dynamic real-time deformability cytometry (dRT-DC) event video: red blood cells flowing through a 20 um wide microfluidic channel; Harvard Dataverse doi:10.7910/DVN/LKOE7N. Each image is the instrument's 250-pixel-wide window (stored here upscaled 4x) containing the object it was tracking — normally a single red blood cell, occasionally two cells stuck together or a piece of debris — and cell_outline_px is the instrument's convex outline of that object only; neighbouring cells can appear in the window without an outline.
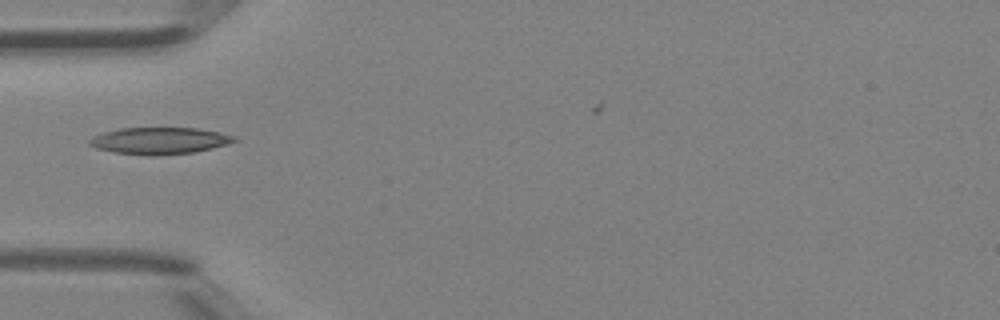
{"species": "Egyptian fruit bat (a non-hibernating species)", "species_latin": "Rousettus aegyptiacus", "temperature_condition": "room temperature", "stored_images_in_passage": 6, "camera_frame_rate_fps": 3000, "um_per_image_px": 0.085, "animal": {"sex": "female"}, "frame": {"image": 1, "passage_image": 5, "time_ms": 1.333, "image_size_px": [1000, 320], "cell_outline_px": [[236, 140], [212, 148], [196, 152], [160, 156], [148, 156], [112, 152], [96, 148], [88, 144], [88, 140], [92, 136], [104, 132], [120, 128], [196, 128], [236, 136]], "centroid_in_image_um": [13.49, 11.97], "position_along_channel_um": 71.5, "area_um2": 22.66}}
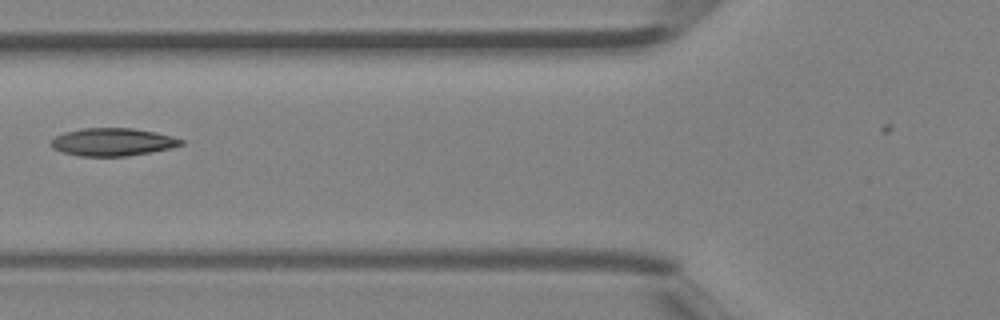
{"frame": {"image": 2, "passage_image": 6, "time_ms": 1.667, "image_size_px": [1000, 320], "cell_outline_px": [[184, 144], [172, 148], [152, 152], [124, 156], [80, 156], [60, 152], [52, 148], [52, 140], [56, 136], [64, 132], [84, 128], [132, 128], [156, 132], [172, 136], [184, 140]], "centroid_in_image_um": [9.6, 12.07], "position_along_channel_um": 116.2, "area_um2": 21.1}}